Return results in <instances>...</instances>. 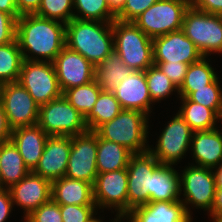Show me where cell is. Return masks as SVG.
I'll list each match as a JSON object with an SVG mask.
<instances>
[{
    "instance_id": "cell-18",
    "label": "cell",
    "mask_w": 222,
    "mask_h": 222,
    "mask_svg": "<svg viewBox=\"0 0 222 222\" xmlns=\"http://www.w3.org/2000/svg\"><path fill=\"white\" fill-rule=\"evenodd\" d=\"M52 183L49 180L30 171L17 184L13 185L9 191L13 205L20 206L24 210V217L33 210L51 199Z\"/></svg>"
},
{
    "instance_id": "cell-44",
    "label": "cell",
    "mask_w": 222,
    "mask_h": 222,
    "mask_svg": "<svg viewBox=\"0 0 222 222\" xmlns=\"http://www.w3.org/2000/svg\"><path fill=\"white\" fill-rule=\"evenodd\" d=\"M42 0H16V9L18 14L26 15V14H35L41 4Z\"/></svg>"
},
{
    "instance_id": "cell-46",
    "label": "cell",
    "mask_w": 222,
    "mask_h": 222,
    "mask_svg": "<svg viewBox=\"0 0 222 222\" xmlns=\"http://www.w3.org/2000/svg\"><path fill=\"white\" fill-rule=\"evenodd\" d=\"M209 213L212 219L222 217V188H216L213 206Z\"/></svg>"
},
{
    "instance_id": "cell-14",
    "label": "cell",
    "mask_w": 222,
    "mask_h": 222,
    "mask_svg": "<svg viewBox=\"0 0 222 222\" xmlns=\"http://www.w3.org/2000/svg\"><path fill=\"white\" fill-rule=\"evenodd\" d=\"M127 169L98 173L93 184V197L97 209L109 208L128 214Z\"/></svg>"
},
{
    "instance_id": "cell-20",
    "label": "cell",
    "mask_w": 222,
    "mask_h": 222,
    "mask_svg": "<svg viewBox=\"0 0 222 222\" xmlns=\"http://www.w3.org/2000/svg\"><path fill=\"white\" fill-rule=\"evenodd\" d=\"M48 137L38 124L12 130L11 141L18 148L25 166L30 171L38 165Z\"/></svg>"
},
{
    "instance_id": "cell-32",
    "label": "cell",
    "mask_w": 222,
    "mask_h": 222,
    "mask_svg": "<svg viewBox=\"0 0 222 222\" xmlns=\"http://www.w3.org/2000/svg\"><path fill=\"white\" fill-rule=\"evenodd\" d=\"M101 91L100 85L93 80L88 84L67 89L63 96L80 114L86 117L94 107Z\"/></svg>"
},
{
    "instance_id": "cell-33",
    "label": "cell",
    "mask_w": 222,
    "mask_h": 222,
    "mask_svg": "<svg viewBox=\"0 0 222 222\" xmlns=\"http://www.w3.org/2000/svg\"><path fill=\"white\" fill-rule=\"evenodd\" d=\"M73 2L74 9H76L74 18L76 19L99 22L116 20V13L111 9L107 0H73Z\"/></svg>"
},
{
    "instance_id": "cell-30",
    "label": "cell",
    "mask_w": 222,
    "mask_h": 222,
    "mask_svg": "<svg viewBox=\"0 0 222 222\" xmlns=\"http://www.w3.org/2000/svg\"><path fill=\"white\" fill-rule=\"evenodd\" d=\"M122 108L113 93L101 91L94 107L85 117L88 131H95L100 125L111 121Z\"/></svg>"
},
{
    "instance_id": "cell-3",
    "label": "cell",
    "mask_w": 222,
    "mask_h": 222,
    "mask_svg": "<svg viewBox=\"0 0 222 222\" xmlns=\"http://www.w3.org/2000/svg\"><path fill=\"white\" fill-rule=\"evenodd\" d=\"M113 46L128 68L146 71L153 63V39L148 37L133 22H112Z\"/></svg>"
},
{
    "instance_id": "cell-54",
    "label": "cell",
    "mask_w": 222,
    "mask_h": 222,
    "mask_svg": "<svg viewBox=\"0 0 222 222\" xmlns=\"http://www.w3.org/2000/svg\"><path fill=\"white\" fill-rule=\"evenodd\" d=\"M2 188V178H1V170H0V189Z\"/></svg>"
},
{
    "instance_id": "cell-51",
    "label": "cell",
    "mask_w": 222,
    "mask_h": 222,
    "mask_svg": "<svg viewBox=\"0 0 222 222\" xmlns=\"http://www.w3.org/2000/svg\"><path fill=\"white\" fill-rule=\"evenodd\" d=\"M217 119L222 120V107L219 109Z\"/></svg>"
},
{
    "instance_id": "cell-6",
    "label": "cell",
    "mask_w": 222,
    "mask_h": 222,
    "mask_svg": "<svg viewBox=\"0 0 222 222\" xmlns=\"http://www.w3.org/2000/svg\"><path fill=\"white\" fill-rule=\"evenodd\" d=\"M37 124L48 136H75L88 131L85 117L62 95L39 107Z\"/></svg>"
},
{
    "instance_id": "cell-21",
    "label": "cell",
    "mask_w": 222,
    "mask_h": 222,
    "mask_svg": "<svg viewBox=\"0 0 222 222\" xmlns=\"http://www.w3.org/2000/svg\"><path fill=\"white\" fill-rule=\"evenodd\" d=\"M190 149L196 166L213 169L222 162V132L218 127L194 132Z\"/></svg>"
},
{
    "instance_id": "cell-19",
    "label": "cell",
    "mask_w": 222,
    "mask_h": 222,
    "mask_svg": "<svg viewBox=\"0 0 222 222\" xmlns=\"http://www.w3.org/2000/svg\"><path fill=\"white\" fill-rule=\"evenodd\" d=\"M123 110H137L149 117L151 96L146 82L145 71H132L113 92Z\"/></svg>"
},
{
    "instance_id": "cell-34",
    "label": "cell",
    "mask_w": 222,
    "mask_h": 222,
    "mask_svg": "<svg viewBox=\"0 0 222 222\" xmlns=\"http://www.w3.org/2000/svg\"><path fill=\"white\" fill-rule=\"evenodd\" d=\"M146 82L149 89L152 102H158L168 98L173 92L178 93V88L162 72L157 65L150 66L145 71Z\"/></svg>"
},
{
    "instance_id": "cell-16",
    "label": "cell",
    "mask_w": 222,
    "mask_h": 222,
    "mask_svg": "<svg viewBox=\"0 0 222 222\" xmlns=\"http://www.w3.org/2000/svg\"><path fill=\"white\" fill-rule=\"evenodd\" d=\"M203 57L182 29L153 38V62L192 64Z\"/></svg>"
},
{
    "instance_id": "cell-9",
    "label": "cell",
    "mask_w": 222,
    "mask_h": 222,
    "mask_svg": "<svg viewBox=\"0 0 222 222\" xmlns=\"http://www.w3.org/2000/svg\"><path fill=\"white\" fill-rule=\"evenodd\" d=\"M180 176V190H183L185 199L181 201L186 212L191 216L188 205L192 204L196 209L210 211L213 206L216 182L211 168L193 165L187 166ZM183 187V188H182Z\"/></svg>"
},
{
    "instance_id": "cell-35",
    "label": "cell",
    "mask_w": 222,
    "mask_h": 222,
    "mask_svg": "<svg viewBox=\"0 0 222 222\" xmlns=\"http://www.w3.org/2000/svg\"><path fill=\"white\" fill-rule=\"evenodd\" d=\"M71 9H74L73 0H42L35 14L67 24L74 19V11Z\"/></svg>"
},
{
    "instance_id": "cell-8",
    "label": "cell",
    "mask_w": 222,
    "mask_h": 222,
    "mask_svg": "<svg viewBox=\"0 0 222 222\" xmlns=\"http://www.w3.org/2000/svg\"><path fill=\"white\" fill-rule=\"evenodd\" d=\"M18 82L39 106L63 95L52 62L23 60Z\"/></svg>"
},
{
    "instance_id": "cell-10",
    "label": "cell",
    "mask_w": 222,
    "mask_h": 222,
    "mask_svg": "<svg viewBox=\"0 0 222 222\" xmlns=\"http://www.w3.org/2000/svg\"><path fill=\"white\" fill-rule=\"evenodd\" d=\"M168 125L164 127L154 148L148 151L160 164L174 165L186 155L190 149L191 138L194 131L184 121L179 113L175 114Z\"/></svg>"
},
{
    "instance_id": "cell-23",
    "label": "cell",
    "mask_w": 222,
    "mask_h": 222,
    "mask_svg": "<svg viewBox=\"0 0 222 222\" xmlns=\"http://www.w3.org/2000/svg\"><path fill=\"white\" fill-rule=\"evenodd\" d=\"M51 199L59 205H95L93 184L64 176L52 182Z\"/></svg>"
},
{
    "instance_id": "cell-27",
    "label": "cell",
    "mask_w": 222,
    "mask_h": 222,
    "mask_svg": "<svg viewBox=\"0 0 222 222\" xmlns=\"http://www.w3.org/2000/svg\"><path fill=\"white\" fill-rule=\"evenodd\" d=\"M133 70L114 51L95 67V80L102 91L113 93Z\"/></svg>"
},
{
    "instance_id": "cell-36",
    "label": "cell",
    "mask_w": 222,
    "mask_h": 222,
    "mask_svg": "<svg viewBox=\"0 0 222 222\" xmlns=\"http://www.w3.org/2000/svg\"><path fill=\"white\" fill-rule=\"evenodd\" d=\"M219 77L211 84L205 85V88L197 89L187 98L205 107L213 109L217 114L222 107V89L220 87Z\"/></svg>"
},
{
    "instance_id": "cell-29",
    "label": "cell",
    "mask_w": 222,
    "mask_h": 222,
    "mask_svg": "<svg viewBox=\"0 0 222 222\" xmlns=\"http://www.w3.org/2000/svg\"><path fill=\"white\" fill-rule=\"evenodd\" d=\"M208 57L203 56L197 62L189 65L184 81L178 89L179 97H188L197 89L205 88V85L211 84L218 76L211 67Z\"/></svg>"
},
{
    "instance_id": "cell-15",
    "label": "cell",
    "mask_w": 222,
    "mask_h": 222,
    "mask_svg": "<svg viewBox=\"0 0 222 222\" xmlns=\"http://www.w3.org/2000/svg\"><path fill=\"white\" fill-rule=\"evenodd\" d=\"M64 93L67 89L88 84L95 80V66L80 53L64 46L53 62Z\"/></svg>"
},
{
    "instance_id": "cell-47",
    "label": "cell",
    "mask_w": 222,
    "mask_h": 222,
    "mask_svg": "<svg viewBox=\"0 0 222 222\" xmlns=\"http://www.w3.org/2000/svg\"><path fill=\"white\" fill-rule=\"evenodd\" d=\"M0 11L10 14L16 19L20 17L16 9V0H0Z\"/></svg>"
},
{
    "instance_id": "cell-45",
    "label": "cell",
    "mask_w": 222,
    "mask_h": 222,
    "mask_svg": "<svg viewBox=\"0 0 222 222\" xmlns=\"http://www.w3.org/2000/svg\"><path fill=\"white\" fill-rule=\"evenodd\" d=\"M12 129L10 128L5 110L0 103V144L11 140Z\"/></svg>"
},
{
    "instance_id": "cell-48",
    "label": "cell",
    "mask_w": 222,
    "mask_h": 222,
    "mask_svg": "<svg viewBox=\"0 0 222 222\" xmlns=\"http://www.w3.org/2000/svg\"><path fill=\"white\" fill-rule=\"evenodd\" d=\"M212 170L215 176L216 188H222V162Z\"/></svg>"
},
{
    "instance_id": "cell-53",
    "label": "cell",
    "mask_w": 222,
    "mask_h": 222,
    "mask_svg": "<svg viewBox=\"0 0 222 222\" xmlns=\"http://www.w3.org/2000/svg\"><path fill=\"white\" fill-rule=\"evenodd\" d=\"M213 222H222V217L221 218H215V219H212Z\"/></svg>"
},
{
    "instance_id": "cell-25",
    "label": "cell",
    "mask_w": 222,
    "mask_h": 222,
    "mask_svg": "<svg viewBox=\"0 0 222 222\" xmlns=\"http://www.w3.org/2000/svg\"><path fill=\"white\" fill-rule=\"evenodd\" d=\"M0 170L4 189H10L30 172L11 140L0 144Z\"/></svg>"
},
{
    "instance_id": "cell-11",
    "label": "cell",
    "mask_w": 222,
    "mask_h": 222,
    "mask_svg": "<svg viewBox=\"0 0 222 222\" xmlns=\"http://www.w3.org/2000/svg\"><path fill=\"white\" fill-rule=\"evenodd\" d=\"M0 103L12 130L37 124L40 106L19 82L1 84Z\"/></svg>"
},
{
    "instance_id": "cell-12",
    "label": "cell",
    "mask_w": 222,
    "mask_h": 222,
    "mask_svg": "<svg viewBox=\"0 0 222 222\" xmlns=\"http://www.w3.org/2000/svg\"><path fill=\"white\" fill-rule=\"evenodd\" d=\"M159 164L149 151L131 156L127 166L128 214L151 202V176Z\"/></svg>"
},
{
    "instance_id": "cell-24",
    "label": "cell",
    "mask_w": 222,
    "mask_h": 222,
    "mask_svg": "<svg viewBox=\"0 0 222 222\" xmlns=\"http://www.w3.org/2000/svg\"><path fill=\"white\" fill-rule=\"evenodd\" d=\"M179 175L172 165L159 164L151 176V202L181 200Z\"/></svg>"
},
{
    "instance_id": "cell-7",
    "label": "cell",
    "mask_w": 222,
    "mask_h": 222,
    "mask_svg": "<svg viewBox=\"0 0 222 222\" xmlns=\"http://www.w3.org/2000/svg\"><path fill=\"white\" fill-rule=\"evenodd\" d=\"M190 0H158L133 23L148 37L156 38L182 29L183 16Z\"/></svg>"
},
{
    "instance_id": "cell-4",
    "label": "cell",
    "mask_w": 222,
    "mask_h": 222,
    "mask_svg": "<svg viewBox=\"0 0 222 222\" xmlns=\"http://www.w3.org/2000/svg\"><path fill=\"white\" fill-rule=\"evenodd\" d=\"M148 120V116L140 111L122 109L116 117L100 125L94 132L102 139L125 146L134 154L144 153L149 148Z\"/></svg>"
},
{
    "instance_id": "cell-49",
    "label": "cell",
    "mask_w": 222,
    "mask_h": 222,
    "mask_svg": "<svg viewBox=\"0 0 222 222\" xmlns=\"http://www.w3.org/2000/svg\"><path fill=\"white\" fill-rule=\"evenodd\" d=\"M111 9L117 13L124 5L125 0H107Z\"/></svg>"
},
{
    "instance_id": "cell-38",
    "label": "cell",
    "mask_w": 222,
    "mask_h": 222,
    "mask_svg": "<svg viewBox=\"0 0 222 222\" xmlns=\"http://www.w3.org/2000/svg\"><path fill=\"white\" fill-rule=\"evenodd\" d=\"M24 222H63L60 205L50 199L26 216Z\"/></svg>"
},
{
    "instance_id": "cell-1",
    "label": "cell",
    "mask_w": 222,
    "mask_h": 222,
    "mask_svg": "<svg viewBox=\"0 0 222 222\" xmlns=\"http://www.w3.org/2000/svg\"><path fill=\"white\" fill-rule=\"evenodd\" d=\"M65 37L66 24L62 22L36 14L17 19L16 40L24 60L53 63L65 46Z\"/></svg>"
},
{
    "instance_id": "cell-43",
    "label": "cell",
    "mask_w": 222,
    "mask_h": 222,
    "mask_svg": "<svg viewBox=\"0 0 222 222\" xmlns=\"http://www.w3.org/2000/svg\"><path fill=\"white\" fill-rule=\"evenodd\" d=\"M13 209V202L9 189H0V222H5L9 218Z\"/></svg>"
},
{
    "instance_id": "cell-26",
    "label": "cell",
    "mask_w": 222,
    "mask_h": 222,
    "mask_svg": "<svg viewBox=\"0 0 222 222\" xmlns=\"http://www.w3.org/2000/svg\"><path fill=\"white\" fill-rule=\"evenodd\" d=\"M133 154L125 146L102 139L97 135V173L127 169Z\"/></svg>"
},
{
    "instance_id": "cell-2",
    "label": "cell",
    "mask_w": 222,
    "mask_h": 222,
    "mask_svg": "<svg viewBox=\"0 0 222 222\" xmlns=\"http://www.w3.org/2000/svg\"><path fill=\"white\" fill-rule=\"evenodd\" d=\"M65 46L96 67L114 51L112 22L72 19L66 24Z\"/></svg>"
},
{
    "instance_id": "cell-50",
    "label": "cell",
    "mask_w": 222,
    "mask_h": 222,
    "mask_svg": "<svg viewBox=\"0 0 222 222\" xmlns=\"http://www.w3.org/2000/svg\"><path fill=\"white\" fill-rule=\"evenodd\" d=\"M116 218H114V221L112 222H121L122 219H126L129 221L128 222H136V220L131 216V214H120V213H117V215H115Z\"/></svg>"
},
{
    "instance_id": "cell-42",
    "label": "cell",
    "mask_w": 222,
    "mask_h": 222,
    "mask_svg": "<svg viewBox=\"0 0 222 222\" xmlns=\"http://www.w3.org/2000/svg\"><path fill=\"white\" fill-rule=\"evenodd\" d=\"M190 4L198 10L222 16V0H190Z\"/></svg>"
},
{
    "instance_id": "cell-37",
    "label": "cell",
    "mask_w": 222,
    "mask_h": 222,
    "mask_svg": "<svg viewBox=\"0 0 222 222\" xmlns=\"http://www.w3.org/2000/svg\"><path fill=\"white\" fill-rule=\"evenodd\" d=\"M96 205H60L63 222H89L97 215Z\"/></svg>"
},
{
    "instance_id": "cell-22",
    "label": "cell",
    "mask_w": 222,
    "mask_h": 222,
    "mask_svg": "<svg viewBox=\"0 0 222 222\" xmlns=\"http://www.w3.org/2000/svg\"><path fill=\"white\" fill-rule=\"evenodd\" d=\"M129 214L136 222H191L181 200L149 202L134 208Z\"/></svg>"
},
{
    "instance_id": "cell-31",
    "label": "cell",
    "mask_w": 222,
    "mask_h": 222,
    "mask_svg": "<svg viewBox=\"0 0 222 222\" xmlns=\"http://www.w3.org/2000/svg\"><path fill=\"white\" fill-rule=\"evenodd\" d=\"M23 60L17 40L0 45V84L18 82Z\"/></svg>"
},
{
    "instance_id": "cell-52",
    "label": "cell",
    "mask_w": 222,
    "mask_h": 222,
    "mask_svg": "<svg viewBox=\"0 0 222 222\" xmlns=\"http://www.w3.org/2000/svg\"><path fill=\"white\" fill-rule=\"evenodd\" d=\"M89 222H103V221L101 220V218L99 219V218L94 217Z\"/></svg>"
},
{
    "instance_id": "cell-17",
    "label": "cell",
    "mask_w": 222,
    "mask_h": 222,
    "mask_svg": "<svg viewBox=\"0 0 222 222\" xmlns=\"http://www.w3.org/2000/svg\"><path fill=\"white\" fill-rule=\"evenodd\" d=\"M70 151V136H49L38 165L32 172L49 180L51 183L64 177Z\"/></svg>"
},
{
    "instance_id": "cell-13",
    "label": "cell",
    "mask_w": 222,
    "mask_h": 222,
    "mask_svg": "<svg viewBox=\"0 0 222 222\" xmlns=\"http://www.w3.org/2000/svg\"><path fill=\"white\" fill-rule=\"evenodd\" d=\"M97 134L87 131L71 136L66 177L94 184L97 177Z\"/></svg>"
},
{
    "instance_id": "cell-5",
    "label": "cell",
    "mask_w": 222,
    "mask_h": 222,
    "mask_svg": "<svg viewBox=\"0 0 222 222\" xmlns=\"http://www.w3.org/2000/svg\"><path fill=\"white\" fill-rule=\"evenodd\" d=\"M182 30L205 57L222 54V16L206 13L190 5L184 13Z\"/></svg>"
},
{
    "instance_id": "cell-28",
    "label": "cell",
    "mask_w": 222,
    "mask_h": 222,
    "mask_svg": "<svg viewBox=\"0 0 222 222\" xmlns=\"http://www.w3.org/2000/svg\"><path fill=\"white\" fill-rule=\"evenodd\" d=\"M179 98L182 100V105L178 113L194 132L217 128L215 125L218 114L213 109L190 101L187 97Z\"/></svg>"
},
{
    "instance_id": "cell-41",
    "label": "cell",
    "mask_w": 222,
    "mask_h": 222,
    "mask_svg": "<svg viewBox=\"0 0 222 222\" xmlns=\"http://www.w3.org/2000/svg\"><path fill=\"white\" fill-rule=\"evenodd\" d=\"M17 19L0 11V45L16 40Z\"/></svg>"
},
{
    "instance_id": "cell-39",
    "label": "cell",
    "mask_w": 222,
    "mask_h": 222,
    "mask_svg": "<svg viewBox=\"0 0 222 222\" xmlns=\"http://www.w3.org/2000/svg\"><path fill=\"white\" fill-rule=\"evenodd\" d=\"M157 1L158 0H125L122 8L116 13V19L133 22L140 14Z\"/></svg>"
},
{
    "instance_id": "cell-40",
    "label": "cell",
    "mask_w": 222,
    "mask_h": 222,
    "mask_svg": "<svg viewBox=\"0 0 222 222\" xmlns=\"http://www.w3.org/2000/svg\"><path fill=\"white\" fill-rule=\"evenodd\" d=\"M162 72L171 80V82L179 89L182 85L186 72L190 64L177 62H153Z\"/></svg>"
}]
</instances>
